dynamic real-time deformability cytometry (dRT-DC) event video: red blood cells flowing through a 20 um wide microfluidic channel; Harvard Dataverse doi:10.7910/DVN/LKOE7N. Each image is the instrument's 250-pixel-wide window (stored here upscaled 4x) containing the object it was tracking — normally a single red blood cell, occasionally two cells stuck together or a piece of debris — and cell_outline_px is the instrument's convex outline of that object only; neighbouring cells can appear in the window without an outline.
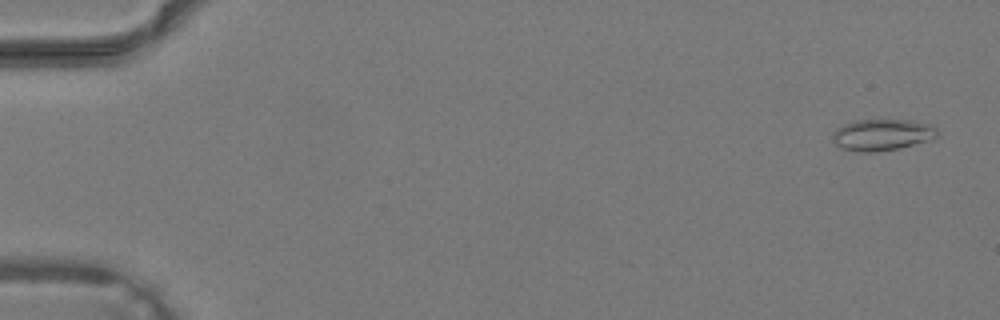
{"species": "common noctule bat (a hibernating species)", "species_latin": "Nyctalus noctula", "temperature_condition": "warm", "stored_images_in_passage": 40, "camera_frame_rate_fps": 3000, "um_per_image_px": 0.085, "animal": {"sex": "male", "body_mass_g": 19.2, "forearm_length_mm": 51.8}, "frame": {"image": 1, "passage_image": 2, "time_ms": 0.333, "image_size_px": [1000, 320], "cell_outline_px": [[940, 132], [936, 136], [928, 140], [896, 148], [876, 152], [860, 152], [840, 148], [832, 140], [832, 132], [836, 128], [844, 124], [856, 120], [912, 120], [928, 124], [936, 128]], "centroid_in_image_um": [74.93, 11.45], "position_along_channel_um": 10.1, "area_um2": 19.07}}
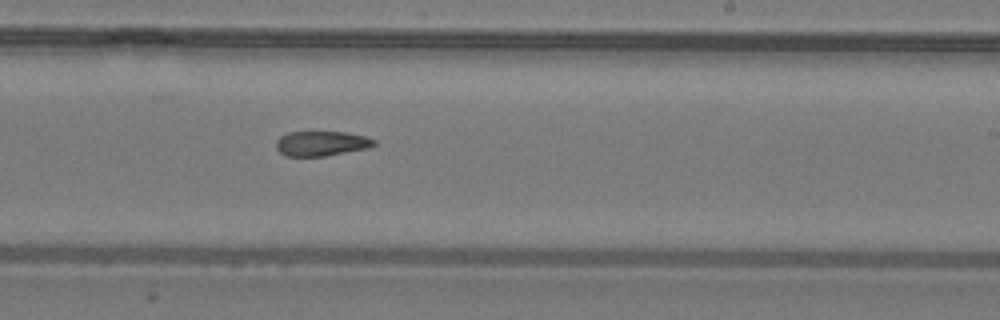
{"frame": {"image": 2, "passage_image": 25, "time_ms": 8.0, "image_size_px": [1000, 320], "cell_outline_px": [[376, 144], [368, 148], [324, 156], [284, 156], [276, 148], [276, 140], [280, 136], [288, 132], [348, 132], [364, 136], [376, 140]], "centroid_in_image_um": [27.3, 12.19], "position_along_channel_um": 261.7, "area_um2": 14.22}}
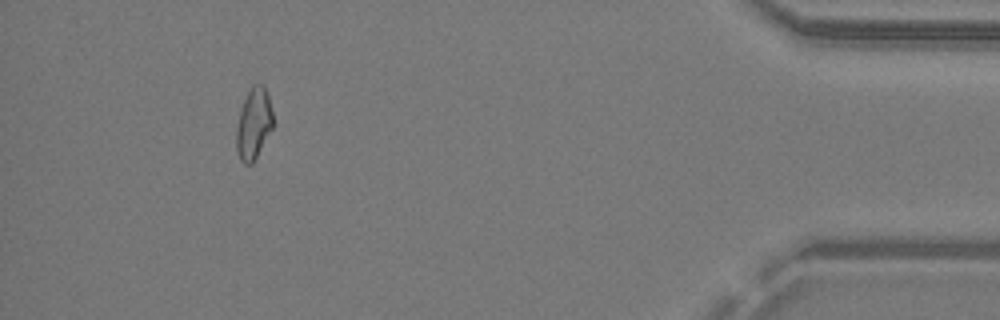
{"frame": {"image": 3, "passage_image": 37, "time_ms": 12.0, "image_size_px": [1000, 320], "cell_outline_px": [[276, 124], [252, 164], [244, 164], [240, 160], [236, 148], [236, 124], [244, 100], [252, 84], [264, 84], [268, 96]], "centroid_in_image_um": [21.59, 10.52], "position_along_channel_um": 413.6, "area_um2": 15.55}}